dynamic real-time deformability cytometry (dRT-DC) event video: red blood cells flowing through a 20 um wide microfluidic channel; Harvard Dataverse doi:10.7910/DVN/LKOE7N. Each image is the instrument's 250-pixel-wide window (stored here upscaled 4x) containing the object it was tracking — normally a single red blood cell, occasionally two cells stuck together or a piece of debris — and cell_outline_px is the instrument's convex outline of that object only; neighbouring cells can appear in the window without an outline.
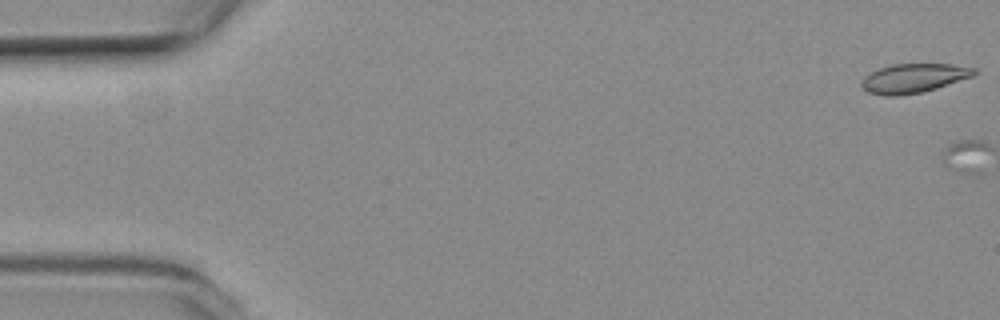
{"species": "common noctule bat (a hibernating species)", "species_latin": "Nyctalus noctula", "temperature_condition": "room temperature", "stored_images_in_passage": 2, "segment_of_instrument_passage": [1, 2], "camera_frame_rate_fps": 3000, "um_per_image_px": 0.085, "animal": {"sex": "female", "body_mass_g": 19.3, "forearm_length_mm": 54.1}, "frame": {"image": 1, "passage_image": 1, "time_ms": 0.0, "image_size_px": [1000, 320], "cell_outline_px": [[976, 72], [972, 76], [936, 88], [920, 92], [896, 96], [884, 96], [868, 92], [860, 88], [860, 80], [864, 76], [880, 68], [892, 64], [952, 64], [976, 68]], "centroid_in_image_um": [77.6, 6.65], "position_along_channel_um": 7.4, "area_um2": 19.07}}